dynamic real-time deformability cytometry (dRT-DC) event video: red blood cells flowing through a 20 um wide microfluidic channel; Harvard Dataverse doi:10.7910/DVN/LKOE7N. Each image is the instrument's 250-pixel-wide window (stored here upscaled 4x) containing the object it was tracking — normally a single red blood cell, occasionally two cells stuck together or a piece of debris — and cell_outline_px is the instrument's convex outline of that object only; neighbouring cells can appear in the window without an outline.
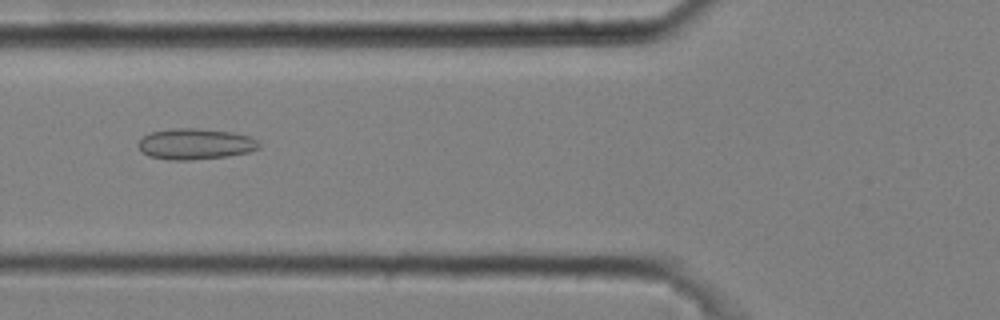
{"species": "common noctule bat (a hibernating species)", "species_latin": "Nyctalus noctula", "temperature_condition": "cold", "stored_images_in_passage": 2, "camera_frame_rate_fps": 3000, "um_per_image_px": 0.085, "animal": {"sex": "male", "body_mass_g": 20.4}, "frame": {"image": 1, "passage_image": 2, "time_ms": 0.333, "image_size_px": [1000, 320], "cell_outline_px": [[260, 148], [248, 152], [228, 156], [192, 160], [168, 160], [148, 156], [140, 152], [136, 144], [144, 136], [152, 132], [172, 128], [196, 128], [232, 132], [252, 136], [260, 144]], "centroid_in_image_um": [16.59, 12.24], "position_along_channel_um": 109.2, "area_um2": 22.02}}